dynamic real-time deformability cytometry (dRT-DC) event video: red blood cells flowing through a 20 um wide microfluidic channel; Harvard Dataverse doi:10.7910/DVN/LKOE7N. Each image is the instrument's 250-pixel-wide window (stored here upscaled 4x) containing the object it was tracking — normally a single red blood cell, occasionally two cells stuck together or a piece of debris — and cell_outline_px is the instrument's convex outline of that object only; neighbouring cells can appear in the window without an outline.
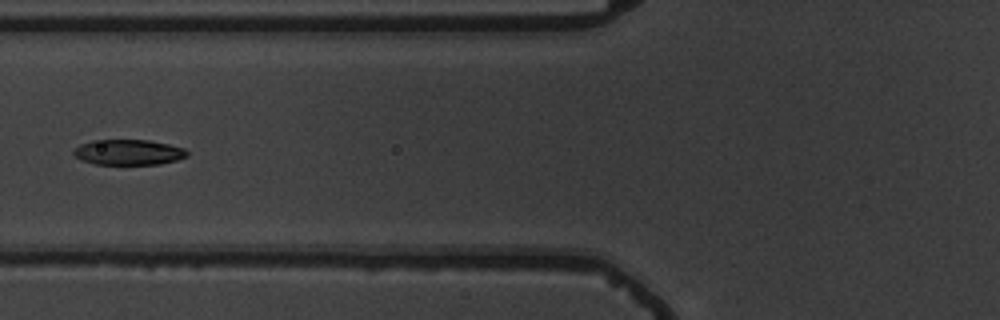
{"species": "common noctule bat (a hibernating species)", "species_latin": "Nyctalus noctula", "temperature_condition": "warm", "stored_images_in_passage": 7, "camera_frame_rate_fps": 3000, "um_per_image_px": 0.085, "animal": {"sex": "male", "body_mass_g": 19.5, "forearm_length_mm": 54.6}, "frame": {"image": 1, "passage_image": 7, "time_ms": 7.0, "image_size_px": [1000, 320], "cell_outline_px": [[188, 156], [176, 160], [160, 164], [96, 164], [80, 160], [72, 152], [80, 144], [92, 140], [148, 140], [168, 144], [184, 148], [188, 152]], "centroid_in_image_um": [10.92, 12.94], "position_along_channel_um": 114.9, "area_um2": 16.76}}